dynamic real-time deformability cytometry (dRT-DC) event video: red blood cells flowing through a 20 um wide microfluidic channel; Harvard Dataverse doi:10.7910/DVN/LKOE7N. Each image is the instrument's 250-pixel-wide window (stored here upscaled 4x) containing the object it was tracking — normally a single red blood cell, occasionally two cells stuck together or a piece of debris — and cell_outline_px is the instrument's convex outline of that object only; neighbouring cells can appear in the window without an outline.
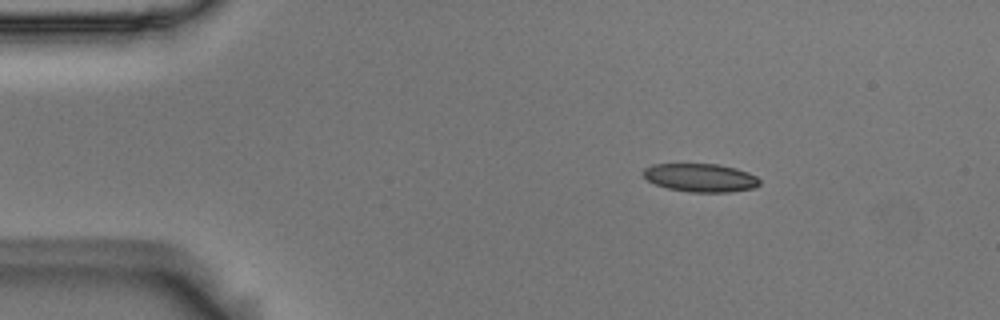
{"species": "Egyptian fruit bat (a non-hibernating species)", "species_latin": "Rousettus aegyptiacus", "temperature_condition": "room temperature", "stored_images_in_passage": 47, "camera_frame_rate_fps": 3000, "um_per_image_px": 0.085, "animal": {"sex": "male"}, "frame": {"image": 1, "passage_image": 1, "time_ms": 0.0, "image_size_px": [1000, 320], "cell_outline_px": [[760, 184], [752, 188], [728, 192], [688, 192], [668, 188], [656, 184], [648, 180], [644, 176], [644, 168], [652, 164], [716, 164], [736, 168], [748, 172], [756, 176], [760, 180]], "centroid_in_image_um": [59.55, 15.1], "position_along_channel_um": 25.5, "area_um2": 19.07}}
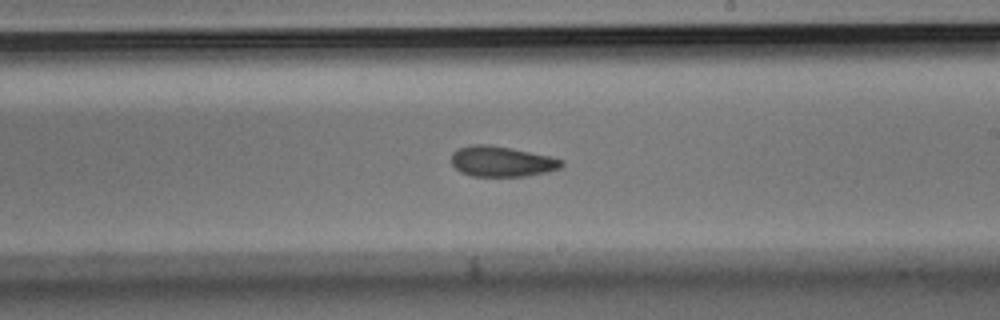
{"frame": {"image": 2, "passage_image": 24, "time_ms": 7.667, "image_size_px": [1000, 320], "cell_outline_px": [[564, 164], [560, 168], [548, 172], [524, 176], [472, 176], [460, 172], [452, 164], [452, 152], [456, 148], [472, 144], [488, 144], [512, 148], [552, 156], [564, 160]], "centroid_in_image_um": [42.66, 13.71], "position_along_channel_um": 246.3, "area_um2": 19.83}}
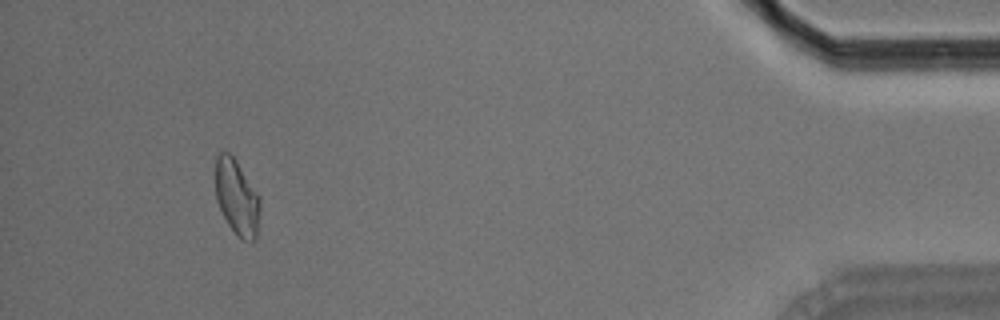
{"frame": {"image": 3, "passage_image": 43, "time_ms": 14.0, "image_size_px": [1000, 320], "cell_outline_px": [[260, 208], [256, 240], [240, 240], [236, 236], [228, 224], [216, 200], [216, 156], [220, 152], [228, 152], [236, 160], [260, 196]], "centroid_in_image_um": [20.14, 16.8], "position_along_channel_um": 415.1, "area_um2": 19.65}, "authors_computed_cell_mechanics": {"area_um2": 19.941, "velocity_mm_per_s": 3.7065, "shape_relaxation_time_tau1_ms": 4.3056, "shape_relaxation_time_tau2_ms": 2.9032, "deformation_change_tau1": 0.1295, "deformation_change_tau2": 0.0951}}